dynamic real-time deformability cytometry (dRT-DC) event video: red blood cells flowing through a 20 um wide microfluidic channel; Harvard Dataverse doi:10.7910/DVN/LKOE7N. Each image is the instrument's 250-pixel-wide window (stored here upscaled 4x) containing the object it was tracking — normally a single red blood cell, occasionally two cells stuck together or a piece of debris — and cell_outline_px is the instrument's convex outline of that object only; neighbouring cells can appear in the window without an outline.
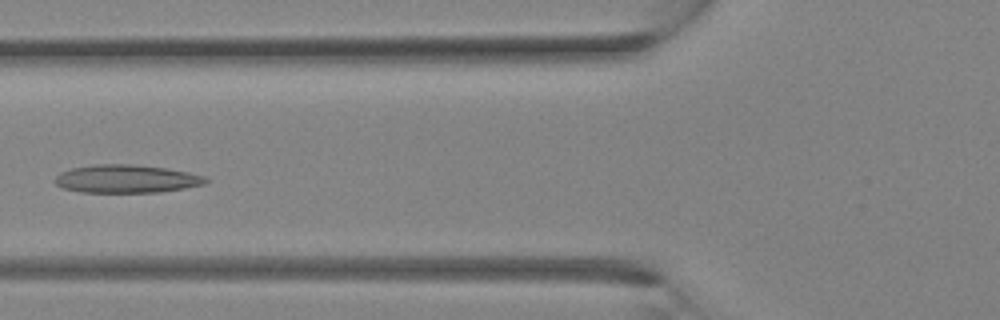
{"species": "Egyptian fruit bat (a non-hibernating species)", "species_latin": "Rousettus aegyptiacus", "temperature_condition": "room temperature", "stored_images_in_passage": 32, "camera_frame_rate_fps": 3000, "um_per_image_px": 0.085, "animal": {"sex": "female"}, "frame": {"image": 1, "passage_image": 12, "time_ms": 3.667, "image_size_px": [1000, 320], "cell_outline_px": [[208, 180], [204, 184], [184, 188], [160, 192], [80, 192], [64, 188], [56, 184], [56, 176], [60, 172], [72, 168], [92, 164], [132, 164], [164, 168], [188, 172], [204, 176]], "centroid_in_image_um": [10.73, 15.2], "position_along_channel_um": 115.1, "area_um2": 24.51}}
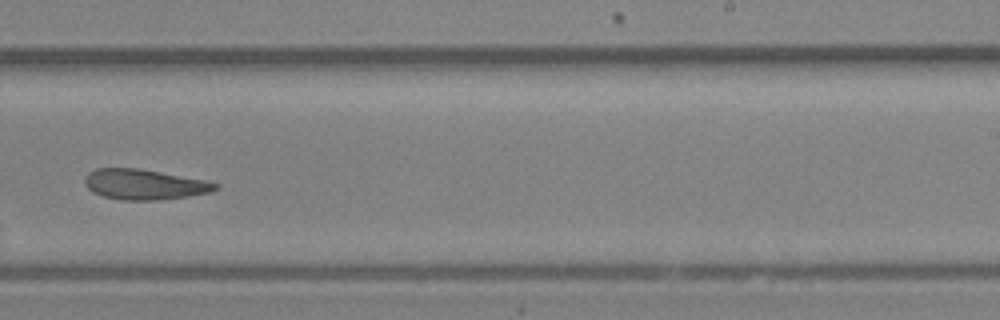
{"frame": {"image": 2, "passage_image": 20, "time_ms": 6.333, "image_size_px": [1000, 320], "cell_outline_px": [[220, 188], [212, 192], [188, 196], [160, 200], [120, 200], [104, 196], [92, 192], [84, 184], [84, 176], [88, 172], [96, 168], [136, 168], [160, 172], [204, 180], [220, 184]], "centroid_in_image_um": [12.26, 15.68], "position_along_channel_um": 276.7, "area_um2": 23.18}}
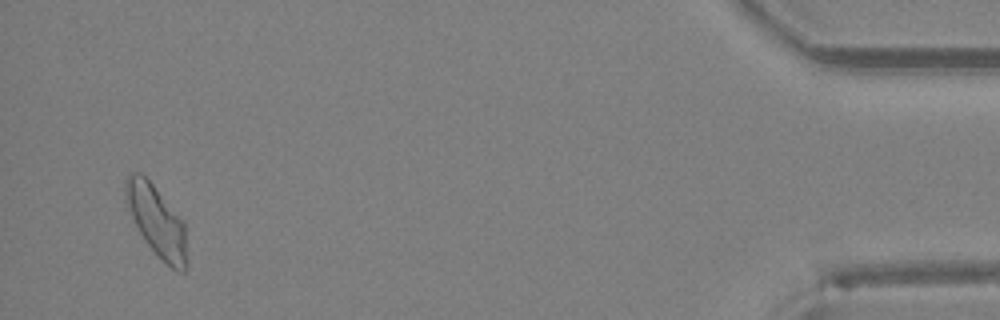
{"frame": {"image": 3, "passage_image": 31, "time_ms": 10.0, "image_size_px": [1000, 320], "cell_outline_px": [[188, 264], [184, 272], [176, 272], [148, 244], [140, 232], [132, 216], [128, 204], [124, 184], [124, 180], [132, 172], [140, 172], [152, 184], [184, 220]], "centroid_in_image_um": [13.37, 18.8], "position_along_channel_um": 421.8, "area_um2": 24.8}}